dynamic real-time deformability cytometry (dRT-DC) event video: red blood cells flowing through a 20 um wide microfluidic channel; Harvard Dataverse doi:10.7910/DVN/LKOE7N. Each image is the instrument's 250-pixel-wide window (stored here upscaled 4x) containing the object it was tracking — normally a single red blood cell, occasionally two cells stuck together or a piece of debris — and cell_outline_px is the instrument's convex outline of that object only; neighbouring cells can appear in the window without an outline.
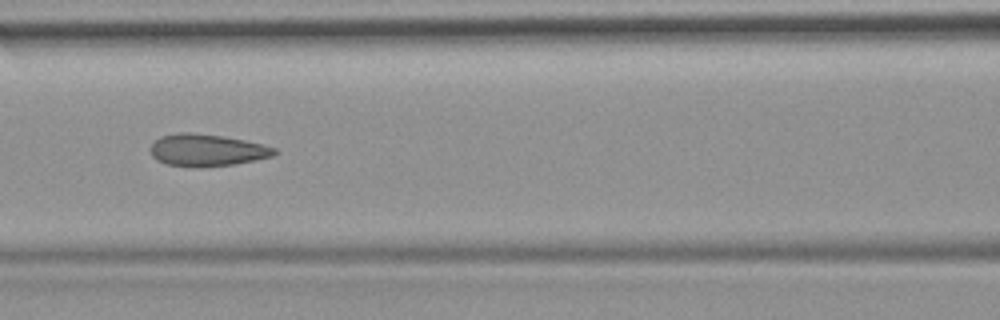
{"species": "common noctule bat (a hibernating species)", "species_latin": "Nyctalus noctula", "temperature_condition": "room temperature", "stored_images_in_passage": 51, "camera_frame_rate_fps": 3000, "um_per_image_px": 0.085, "animal": {"sex": "female", "body_mass_g": 19.9}, "frame": {"image": 1, "passage_image": 22, "time_ms": 7.0, "image_size_px": [1000, 320], "cell_outline_px": [[280, 152], [272, 156], [256, 160], [232, 164], [168, 164], [156, 160], [152, 156], [148, 148], [160, 136], [176, 132], [188, 132], [220, 136], [244, 140], [264, 144], [276, 148]], "centroid_in_image_um": [17.6, 12.71], "position_along_channel_um": 149.0, "area_um2": 22.43}, "authors_computed_cell_mechanics": {"area_um2": 23.6402, "velocity_mm_per_s": 3.9211, "shape_relaxation_time_tau1_ms": null, "shape_relaxation_time_tau2_ms": 1.1049, "deformation_change_tau1": null, "deformation_change_tau2": 0.0816}}